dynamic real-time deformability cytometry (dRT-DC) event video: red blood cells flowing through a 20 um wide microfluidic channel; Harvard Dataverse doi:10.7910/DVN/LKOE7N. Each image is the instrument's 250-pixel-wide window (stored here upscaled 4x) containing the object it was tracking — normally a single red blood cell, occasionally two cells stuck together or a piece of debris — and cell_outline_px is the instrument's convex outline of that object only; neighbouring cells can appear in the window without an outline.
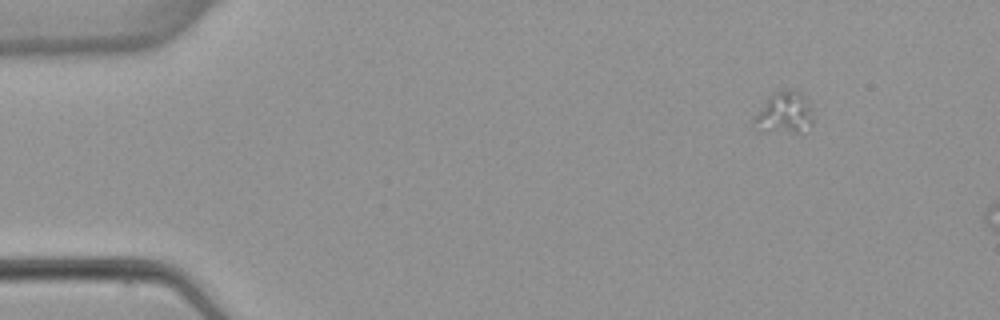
{"species": "common noctule bat (a hibernating species)", "species_latin": "Nyctalus noctula", "temperature_condition": "warm", "stored_images_in_passage": 2, "segment_of_instrument_passage": [1, 2], "camera_frame_rate_fps": 3000, "um_per_image_px": 0.085, "animal": {"sex": "female", "body_mass_g": 22.7, "forearm_length_mm": 54.2}, "frame": {"image": 1, "passage_image": 1, "time_ms": 0.0, "image_size_px": [1000, 320], "cell_outline_px": [[812, 124], [800, 132], [756, 132], [752, 120], [752, 116], [768, 96], [772, 92], [780, 88], [792, 88], [800, 92], [808, 104], [812, 112]], "centroid_in_image_um": [66.56, 9.58], "position_along_channel_um": 18.4, "area_um2": 14.91}}